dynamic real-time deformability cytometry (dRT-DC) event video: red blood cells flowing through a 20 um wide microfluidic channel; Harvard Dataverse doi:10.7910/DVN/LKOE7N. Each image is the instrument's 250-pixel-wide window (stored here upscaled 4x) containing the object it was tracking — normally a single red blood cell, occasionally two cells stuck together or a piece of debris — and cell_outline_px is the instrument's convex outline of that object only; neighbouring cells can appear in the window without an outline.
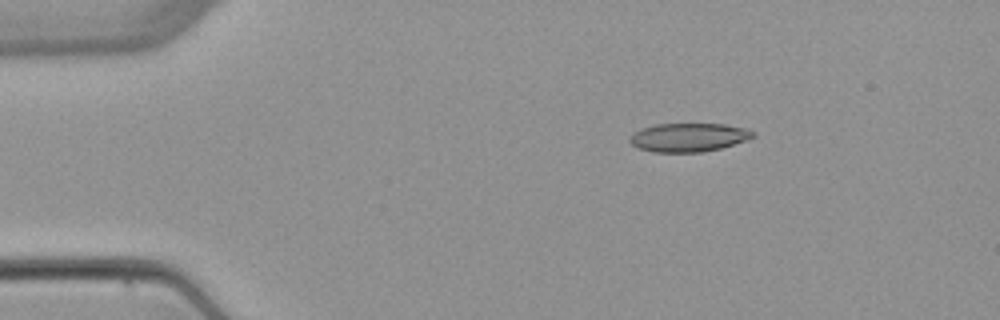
{"species": "common noctule bat (a hibernating species)", "species_latin": "Nyctalus noctula", "temperature_condition": "warm", "stored_images_in_passage": 4, "camera_frame_rate_fps": 3000, "um_per_image_px": 0.085, "animal": {"sex": "female", "body_mass_g": 22.7, "forearm_length_mm": 54.2}, "frame": {"image": 1, "passage_image": 3, "time_ms": 2.333, "image_size_px": [1000, 320], "cell_outline_px": [[756, 136], [720, 148], [704, 152], [652, 152], [640, 148], [632, 144], [628, 140], [632, 132], [640, 128], [656, 124], [724, 124], [744, 128], [756, 132]], "centroid_in_image_um": [58.49, 11.67], "position_along_channel_um": 26.5, "area_um2": 20.52}}